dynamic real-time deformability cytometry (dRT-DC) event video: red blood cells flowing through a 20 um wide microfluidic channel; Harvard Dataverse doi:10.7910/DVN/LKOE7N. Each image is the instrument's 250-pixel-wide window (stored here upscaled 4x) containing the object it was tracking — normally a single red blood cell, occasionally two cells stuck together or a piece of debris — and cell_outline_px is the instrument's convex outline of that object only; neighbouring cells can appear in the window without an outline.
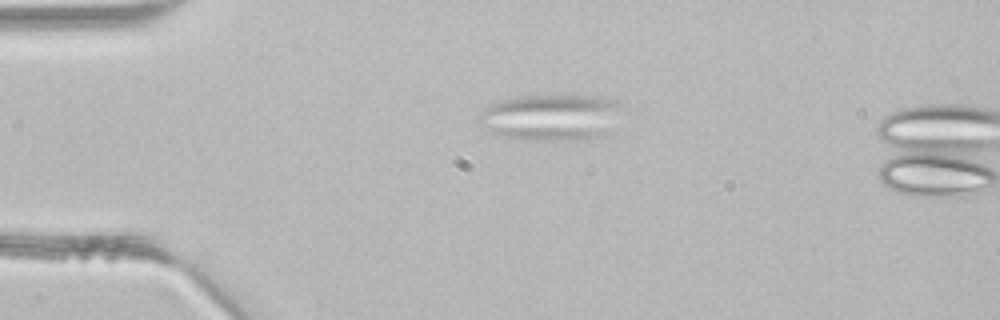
{"species": "common noctule bat (a hibernating species)", "species_latin": "Nyctalus noctula", "temperature_condition": "room temperature", "stored_images_in_passage": 2, "camera_frame_rate_fps": 3000, "um_per_image_px": 0.085, "animal": {"sex": "male", "body_mass_g": 21.5, "forearm_length_mm": 52.0}, "frame": {"image": 1, "passage_image": 1, "time_ms": 0.0, "image_size_px": [1000, 320], "cell_outline_px": [[632, 108], [612, 132], [600, 136], [580, 140], [528, 140], [504, 136], [492, 132], [484, 128], [480, 124], [480, 112], [492, 100], [508, 96], [532, 92], [600, 96], [616, 100]], "centroid_in_image_um": [46.99, 9.89], "position_along_channel_um": 38.0, "area_um2": 41.85}}